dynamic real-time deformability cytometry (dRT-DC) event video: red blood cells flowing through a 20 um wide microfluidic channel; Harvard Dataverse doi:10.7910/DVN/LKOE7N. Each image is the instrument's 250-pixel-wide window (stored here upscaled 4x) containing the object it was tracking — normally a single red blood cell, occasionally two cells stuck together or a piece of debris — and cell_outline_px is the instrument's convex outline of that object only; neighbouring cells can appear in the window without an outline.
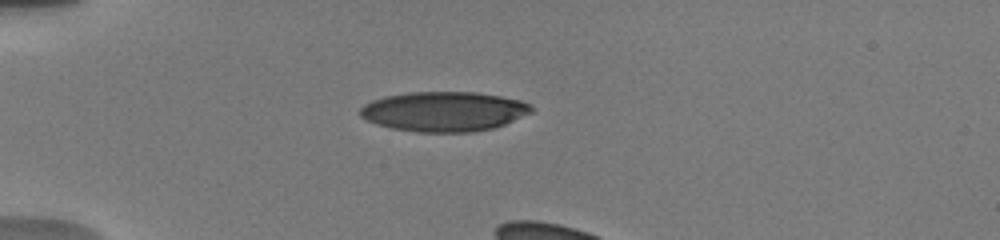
{"species": "human", "species_latin": "Homo sapiens", "temperature_condition": "warm", "stored_images_in_passage": 7, "camera_frame_rate_fps": 3000, "um_per_image_px": 0.085, "donor": {"sex": "male"}, "frame": {"image": 1, "passage_image": 2, "time_ms": 0.667, "image_size_px": [1000, 240], "cell_outline_px": [[532, 112], [504, 124], [492, 128], [472, 132], [416, 132], [392, 128], [376, 124], [360, 116], [360, 108], [364, 104], [372, 100], [384, 96], [408, 92], [476, 92], [500, 96], [520, 100], [532, 104]], "centroid_in_image_um": [37.72, 9.47], "position_along_channel_um": 47.3, "area_um2": 39.71}}